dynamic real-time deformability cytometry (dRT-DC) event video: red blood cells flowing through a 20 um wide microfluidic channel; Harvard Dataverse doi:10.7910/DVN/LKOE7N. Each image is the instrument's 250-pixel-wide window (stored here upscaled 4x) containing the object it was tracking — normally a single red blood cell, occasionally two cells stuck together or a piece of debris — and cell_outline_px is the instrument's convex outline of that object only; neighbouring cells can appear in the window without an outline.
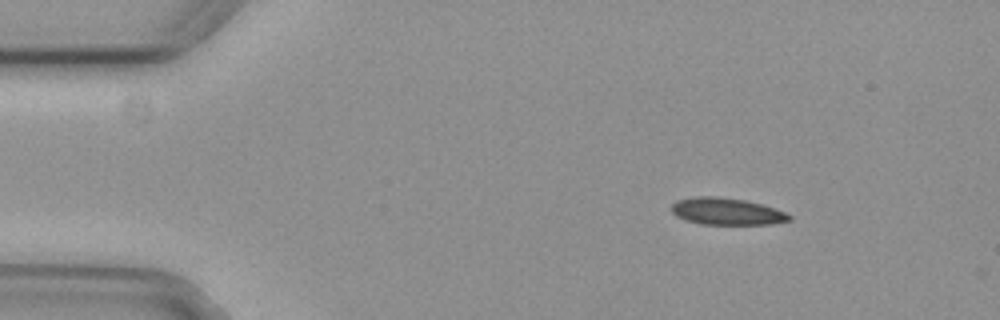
{"species": "common noctule bat (a hibernating species)", "species_latin": "Nyctalus noctula", "temperature_condition": "cold", "stored_images_in_passage": 5, "segment_of_instrument_passage": [1, 2], "camera_frame_rate_fps": 3000, "um_per_image_px": 0.085, "animal": {"sex": "female", "body_mass_g": 29.2, "forearm_length_mm": 56.3}, "frame": {"image": 1, "passage_image": 3, "time_ms": 0.667, "image_size_px": [1000, 320], "cell_outline_px": [[792, 220], [772, 224], [700, 224], [684, 220], [676, 216], [672, 212], [672, 204], [676, 200], [696, 196], [716, 196], [744, 200], [760, 204], [784, 212], [792, 216]], "centroid_in_image_um": [61.73, 17.97], "position_along_channel_um": 23.3, "area_um2": 18.44}}